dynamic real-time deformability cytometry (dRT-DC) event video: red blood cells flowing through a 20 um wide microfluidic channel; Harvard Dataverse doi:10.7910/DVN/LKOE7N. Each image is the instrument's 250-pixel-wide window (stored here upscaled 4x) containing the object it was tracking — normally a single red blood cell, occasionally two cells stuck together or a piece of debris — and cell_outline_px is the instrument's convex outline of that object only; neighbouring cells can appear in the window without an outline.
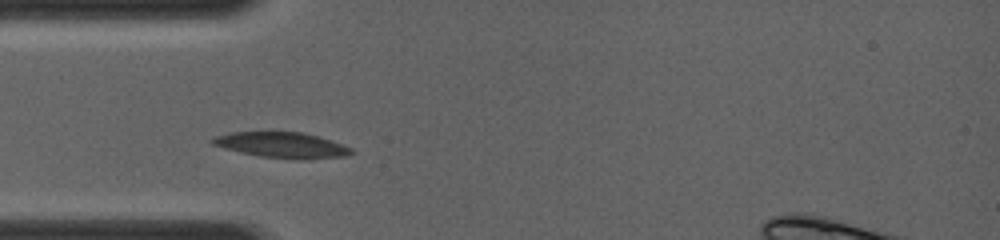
{"species": "common noctule bat (a hibernating species)", "species_latin": "Nyctalus noctula", "temperature_condition": "room temperature", "stored_images_in_passage": 11, "camera_frame_rate_fps": 4000, "um_per_image_px": 0.085, "animal": {"sex": "female", "body_mass_g": 19.0, "forearm_length_mm": 56.7}, "frame": {"image": 1, "passage_image": 2, "time_ms": 0.75, "image_size_px": [1000, 240], "cell_outline_px": [[356, 152], [344, 156], [296, 160], [260, 156], [240, 152], [224, 148], [212, 144], [208, 140], [216, 136], [232, 132], [304, 132], [352, 148]], "centroid_in_image_um": [23.93, 12.33], "position_along_channel_um": 61.1, "area_um2": 20.58}}
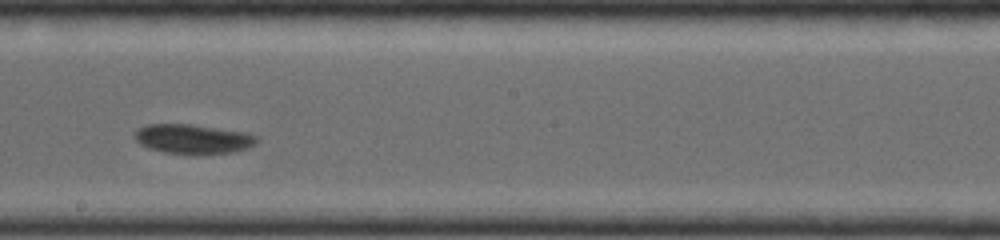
{"frame": {"image": 2, "passage_image": 6, "time_ms": 4.5, "image_size_px": [1000, 240], "cell_outline_px": [[260, 140], [256, 144], [248, 148], [236, 152], [192, 156], [164, 152], [148, 148], [140, 144], [132, 136], [140, 128], [148, 124], [192, 124], [248, 132], [256, 136]], "centroid_in_image_um": [16.46, 11.84], "position_along_channel_um": 231.7, "area_um2": 21.68}}
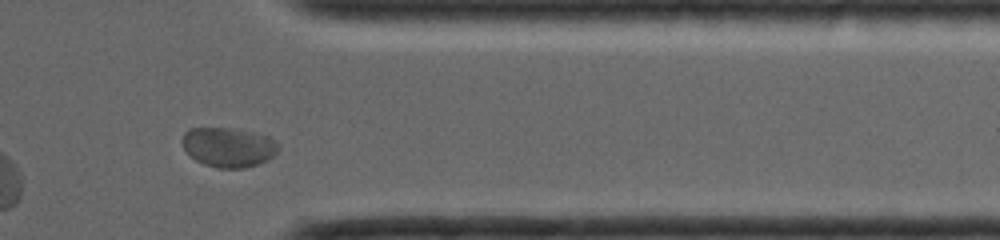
{"frame": {"image": 3, "passage_image": 10, "time_ms": 8.0, "image_size_px": [1000, 240], "cell_outline_px": [[280, 148], [268, 160], [244, 168], [216, 168], [204, 164], [196, 160], [184, 148], [180, 140], [184, 132], [188, 128], [232, 128], [252, 132], [268, 136], [276, 140], [280, 144]], "centroid_in_image_um": [19.42, 12.5], "position_along_channel_um": 392.0, "area_um2": 22.31}}